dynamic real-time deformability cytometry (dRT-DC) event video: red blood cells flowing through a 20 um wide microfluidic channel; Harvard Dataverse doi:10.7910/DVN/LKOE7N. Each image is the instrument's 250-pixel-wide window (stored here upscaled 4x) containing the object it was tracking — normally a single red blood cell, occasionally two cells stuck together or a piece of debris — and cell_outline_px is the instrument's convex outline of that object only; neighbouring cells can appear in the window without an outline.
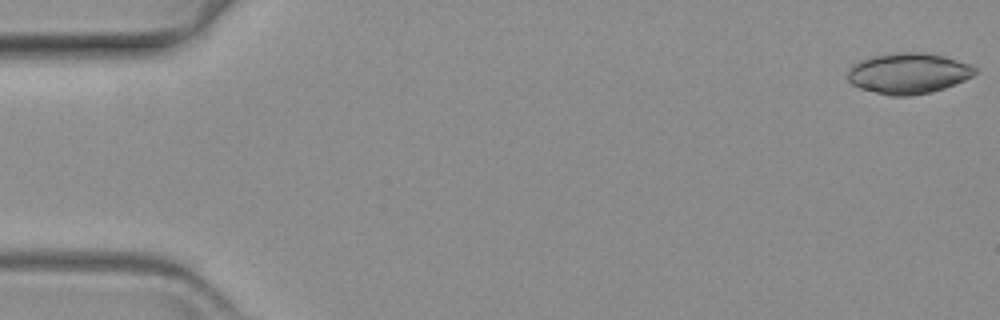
{"species": "common noctule bat (a hibernating species)", "species_latin": "Nyctalus noctula", "temperature_condition": "warm", "stored_images_in_passage": 60, "camera_frame_rate_fps": 3000, "um_per_image_px": 0.085, "animal": {"sex": "female", "body_mass_g": 19.3, "forearm_length_mm": 54.1}, "frame": {"image": 1, "passage_image": 1, "time_ms": 0.0, "image_size_px": [1000, 320], "cell_outline_px": [[968, 76], [952, 84], [940, 88], [924, 92], [880, 92], [864, 88], [856, 84], [852, 80], [856, 68], [860, 64], [868, 60], [884, 56], [936, 56], [960, 64]], "centroid_in_image_um": [77.15, 6.28], "position_along_channel_um": 7.8, "area_um2": 24.28}}
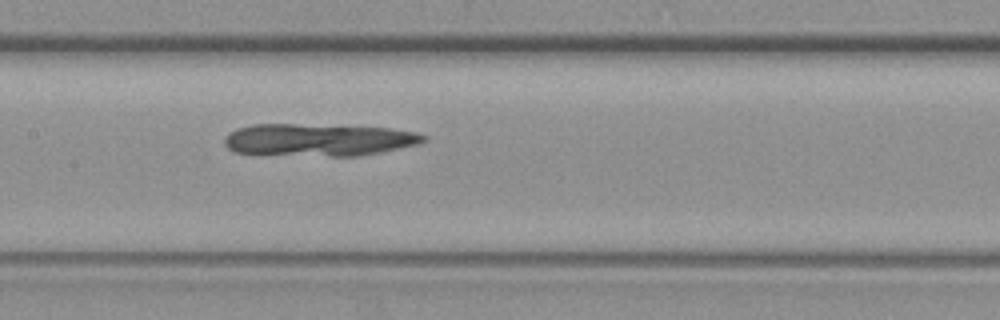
{"frame": {"image": 2, "passage_image": 29, "time_ms": 9.333, "image_size_px": [1000, 320], "cell_outline_px": [[420, 140], [408, 144], [368, 152], [240, 152], [232, 148], [228, 144], [228, 136], [232, 132], [244, 128], [268, 124], [276, 124], [376, 128], [404, 132], [420, 136]], "centroid_in_image_um": [26.87, 11.81], "position_along_channel_um": 180.5, "area_um2": 31.56}}
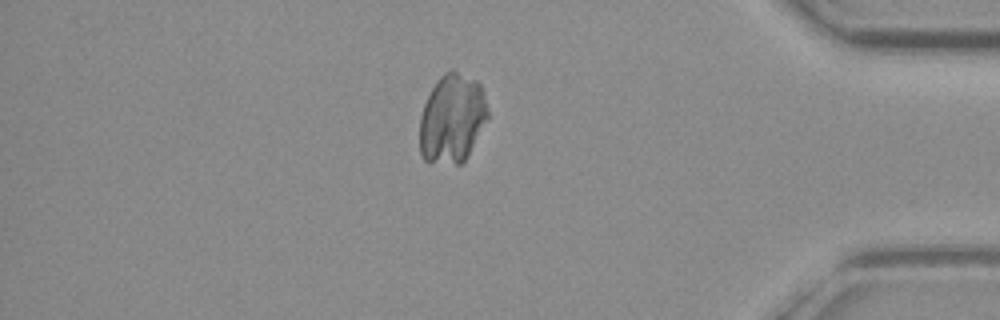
{"frame": {"image": 3, "passage_image": 51, "time_ms": 16.667, "image_size_px": [1000, 320], "cell_outline_px": [[484, 116], [468, 152], [464, 160], [428, 160], [420, 152], [420, 120], [428, 96], [436, 84], [448, 72], [476, 84], [480, 88], [484, 108]], "centroid_in_image_um": [38.32, 10.12], "position_along_channel_um": 396.9, "area_um2": 31.33}}